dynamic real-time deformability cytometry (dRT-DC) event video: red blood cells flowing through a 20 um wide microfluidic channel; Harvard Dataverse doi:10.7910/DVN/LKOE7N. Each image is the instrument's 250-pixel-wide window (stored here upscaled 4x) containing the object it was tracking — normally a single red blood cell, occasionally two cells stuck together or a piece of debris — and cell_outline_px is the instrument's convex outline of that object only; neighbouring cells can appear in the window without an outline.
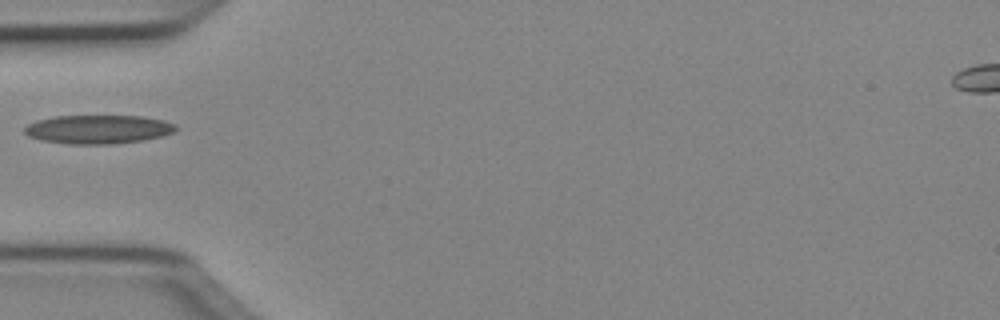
{"species": "Egyptian fruit bat (a non-hibernating species)", "species_latin": "Rousettus aegyptiacus", "temperature_condition": "cold", "stored_images_in_passage": 5, "camera_frame_rate_fps": 3000, "um_per_image_px": 0.085, "animal": {"sex": "female"}, "frame": {"image": 1, "passage_image": 1, "time_ms": 0.0, "image_size_px": [1000, 320], "cell_outline_px": [[180, 128], [172, 132], [160, 136], [144, 140], [112, 144], [68, 144], [40, 140], [28, 136], [24, 132], [24, 128], [28, 124], [36, 120], [56, 116], [140, 116], [164, 120], [176, 124]], "centroid_in_image_um": [8.34, 10.99], "position_along_channel_um": 76.7, "area_um2": 25.43}}